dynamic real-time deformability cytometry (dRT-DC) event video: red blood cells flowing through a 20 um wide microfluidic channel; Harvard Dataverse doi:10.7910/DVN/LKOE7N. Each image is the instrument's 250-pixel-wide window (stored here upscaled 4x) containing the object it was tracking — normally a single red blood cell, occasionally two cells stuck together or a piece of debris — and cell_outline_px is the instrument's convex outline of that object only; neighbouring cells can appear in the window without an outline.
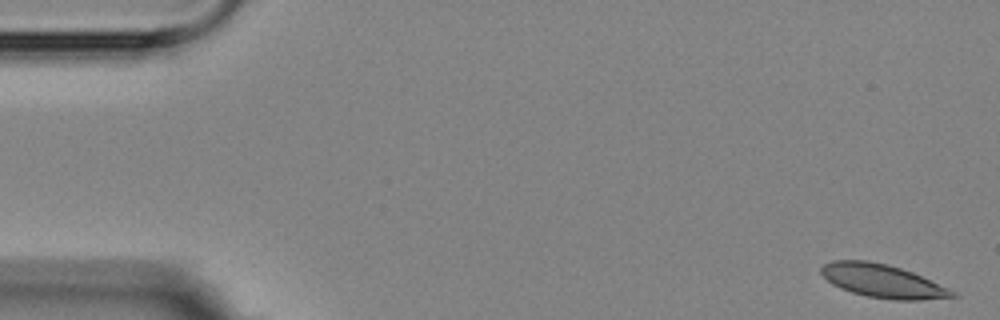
{"species": "Egyptian fruit bat (a non-hibernating species)", "species_latin": "Rousettus aegyptiacus", "temperature_condition": "room temperature", "stored_images_in_passage": 6, "camera_frame_rate_fps": 3000, "um_per_image_px": 0.085, "animal": {"sex": "female"}, "frame": {"image": 1, "passage_image": 1, "time_ms": 0.0, "image_size_px": [1000, 320], "cell_outline_px": [[960, 296], [920, 300], [896, 300], [868, 296], [852, 292], [840, 288], [832, 284], [820, 272], [820, 268], [824, 264], [832, 260], [868, 260], [888, 264], [912, 272], [948, 288], [956, 292]], "centroid_in_image_um": [75.01, 23.88], "position_along_channel_um": 10.0, "area_um2": 25.32}}
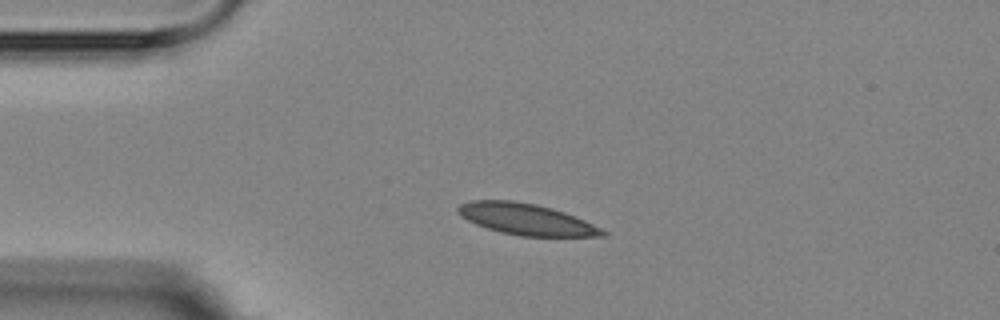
{"frame": {"image": 2, "passage_image": 4, "time_ms": 3.667, "image_size_px": [1000, 320], "cell_outline_px": [[608, 236], [520, 236], [500, 232], [476, 224], [460, 216], [456, 212], [456, 208], [460, 204], [472, 200], [512, 200], [536, 204], [552, 208], [564, 212], [584, 220], [608, 232]], "centroid_in_image_um": [44.7, 18.63], "position_along_channel_um": 40.3, "area_um2": 26.3}}
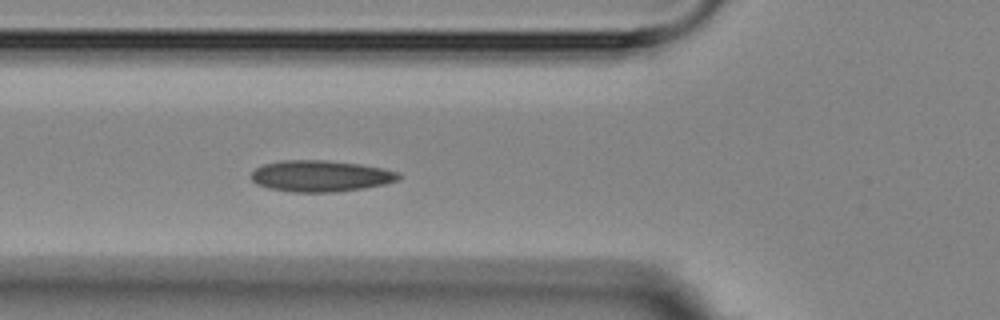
{"frame": {"image": 3, "passage_image": 6, "time_ms": 6.0, "image_size_px": [1000, 320], "cell_outline_px": [[400, 176], [396, 180], [384, 184], [336, 192], [292, 192], [268, 188], [256, 184], [252, 180], [252, 172], [256, 168], [264, 164], [280, 160], [324, 160], [360, 164], [400, 172]], "centroid_in_image_um": [27.21, 14.96], "position_along_channel_um": 98.6, "area_um2": 26.7}}